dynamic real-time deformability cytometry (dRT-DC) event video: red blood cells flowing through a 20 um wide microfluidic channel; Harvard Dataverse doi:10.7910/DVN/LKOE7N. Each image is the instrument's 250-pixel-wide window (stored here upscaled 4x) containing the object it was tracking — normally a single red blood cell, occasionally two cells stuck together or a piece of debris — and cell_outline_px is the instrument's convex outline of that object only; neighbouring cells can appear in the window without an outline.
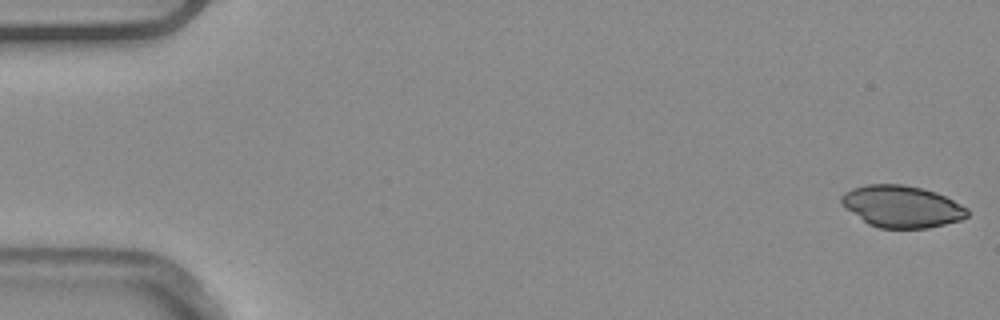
{"species": "common noctule bat (a hibernating species)", "species_latin": "Nyctalus noctula", "temperature_condition": "warm", "stored_images_in_passage": 16, "camera_frame_rate_fps": 3000, "um_per_image_px": 0.085, "animal": {"sex": "male", "body_mass_g": 20.4}, "frame": {"image": 1, "passage_image": 1, "time_ms": 0.0, "image_size_px": [1000, 320], "cell_outline_px": [[968, 216], [960, 220], [928, 228], [880, 228], [868, 224], [852, 212], [840, 200], [840, 196], [844, 192], [852, 188], [868, 184], [900, 184], [924, 188], [936, 192], [968, 208]], "centroid_in_image_um": [76.66, 17.54], "position_along_channel_um": 8.3, "area_um2": 30.52}}